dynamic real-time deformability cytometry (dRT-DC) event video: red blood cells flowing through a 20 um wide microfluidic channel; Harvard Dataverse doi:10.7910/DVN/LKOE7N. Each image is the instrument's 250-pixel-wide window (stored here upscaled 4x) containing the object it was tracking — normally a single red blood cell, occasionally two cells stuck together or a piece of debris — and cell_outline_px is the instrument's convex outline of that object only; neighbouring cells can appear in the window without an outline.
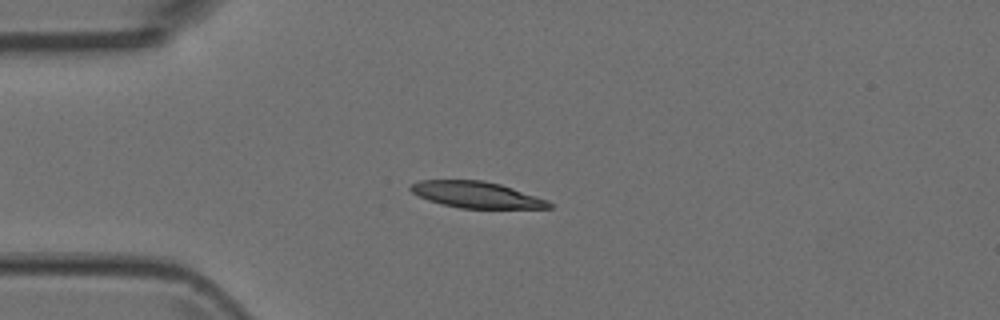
{"species": "Egyptian fruit bat (a non-hibernating species)", "species_latin": "Rousettus aegyptiacus", "temperature_condition": "room temperature", "stored_images_in_passage": 4, "camera_frame_rate_fps": 3000, "um_per_image_px": 0.085, "animal": {"sex": "female"}, "frame": {"image": 1, "passage_image": 1, "time_ms": 0.0, "image_size_px": [1000, 320], "cell_outline_px": [[552, 208], [460, 208], [440, 204], [428, 200], [412, 192], [408, 188], [412, 184], [420, 180], [484, 180], [500, 184], [548, 200], [552, 204]], "centroid_in_image_um": [40.48, 16.55], "position_along_channel_um": 44.5, "area_um2": 21.1}}
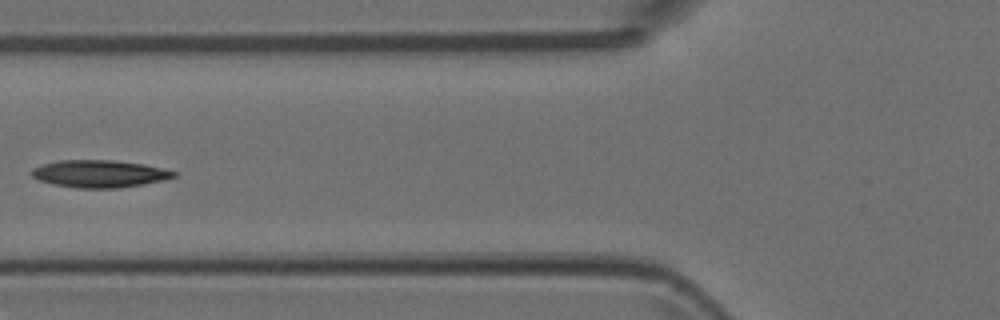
{"frame": {"image": 2, "passage_image": 3, "time_ms": 0.667, "image_size_px": [1000, 320], "cell_outline_px": [[176, 176], [164, 180], [120, 188], [76, 188], [52, 184], [40, 180], [32, 176], [32, 168], [44, 164], [60, 160], [112, 160], [144, 164], [176, 172]], "centroid_in_image_um": [8.44, 14.77], "position_along_channel_um": 117.4, "area_um2": 22.48}}
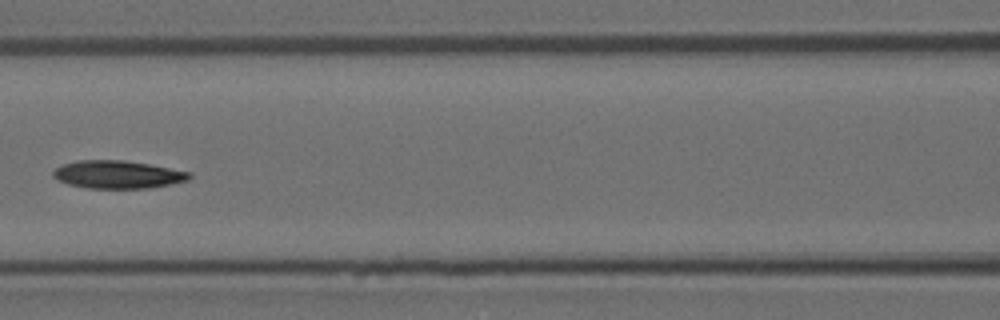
{"frame": {"image": 3, "passage_image": 4, "time_ms": 1.0, "image_size_px": [1000, 320], "cell_outline_px": [[192, 176], [188, 180], [172, 184], [148, 188], [84, 188], [68, 184], [56, 180], [52, 176], [52, 172], [56, 168], [64, 164], [76, 160], [124, 160], [148, 164], [192, 172]], "centroid_in_image_um": [9.99, 14.84], "position_along_channel_um": 156.6, "area_um2": 22.25}}